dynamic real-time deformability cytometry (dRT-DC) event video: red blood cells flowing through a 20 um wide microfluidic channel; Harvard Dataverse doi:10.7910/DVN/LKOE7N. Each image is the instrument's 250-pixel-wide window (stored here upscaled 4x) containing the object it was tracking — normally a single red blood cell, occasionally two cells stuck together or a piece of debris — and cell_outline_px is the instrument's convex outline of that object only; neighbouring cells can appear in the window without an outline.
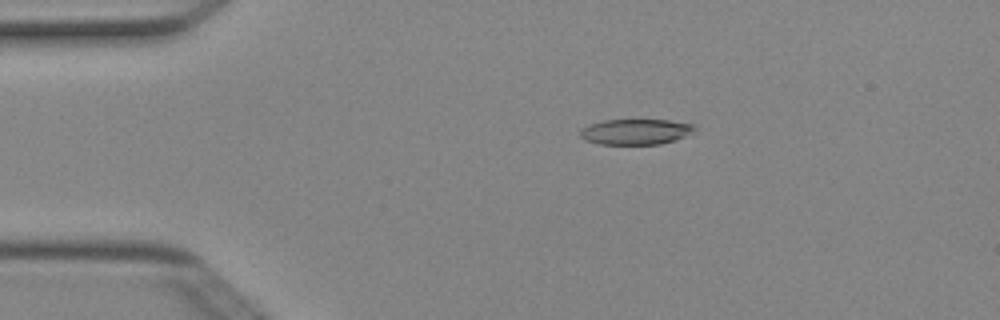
{"species": "Egyptian fruit bat (a non-hibernating species)", "species_latin": "Rousettus aegyptiacus", "temperature_condition": "cold", "stored_images_in_passage": 5, "camera_frame_rate_fps": 3000, "um_per_image_px": 0.085, "animal": {"sex": "female"}, "frame": {"image": 1, "passage_image": 1, "time_ms": 0.0, "image_size_px": [1000, 320], "cell_outline_px": [[696, 128], [692, 132], [676, 140], [660, 144], [600, 144], [584, 140], [580, 136], [580, 128], [604, 120], [668, 120], [696, 124]], "centroid_in_image_um": [54.04, 11.2], "position_along_channel_um": 31.0, "area_um2": 17.05}}
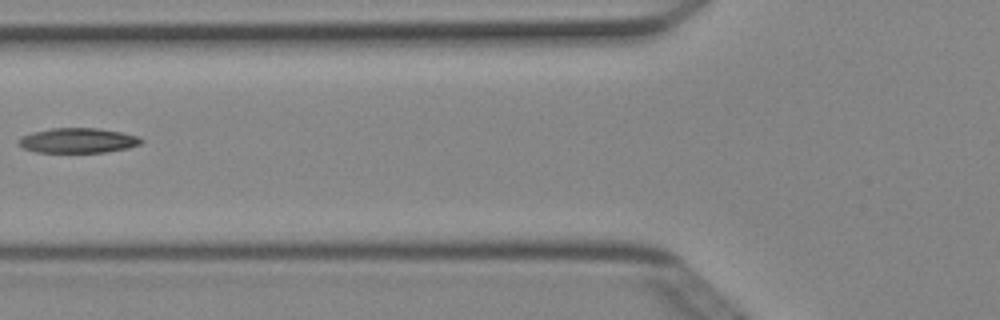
{"frame": {"image": 2, "passage_image": 4, "time_ms": 1.0, "image_size_px": [1000, 320], "cell_outline_px": [[144, 140], [140, 144], [128, 148], [108, 152], [36, 152], [24, 148], [16, 140], [20, 136], [32, 132], [52, 128], [96, 128], [120, 132], [140, 136]], "centroid_in_image_um": [6.63, 11.94], "position_along_channel_um": 119.2, "area_um2": 17.86}}
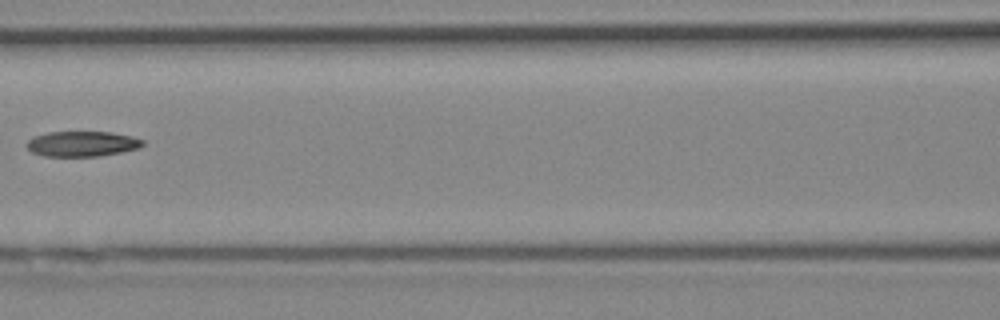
{"frame": {"image": 3, "passage_image": 5, "time_ms": 1.333, "image_size_px": [1000, 320], "cell_outline_px": [[144, 144], [140, 148], [100, 156], [44, 156], [32, 152], [24, 144], [32, 136], [48, 132], [112, 132], [132, 136], [144, 140]], "centroid_in_image_um": [6.97, 12.22], "position_along_channel_um": 159.6, "area_um2": 17.22}}